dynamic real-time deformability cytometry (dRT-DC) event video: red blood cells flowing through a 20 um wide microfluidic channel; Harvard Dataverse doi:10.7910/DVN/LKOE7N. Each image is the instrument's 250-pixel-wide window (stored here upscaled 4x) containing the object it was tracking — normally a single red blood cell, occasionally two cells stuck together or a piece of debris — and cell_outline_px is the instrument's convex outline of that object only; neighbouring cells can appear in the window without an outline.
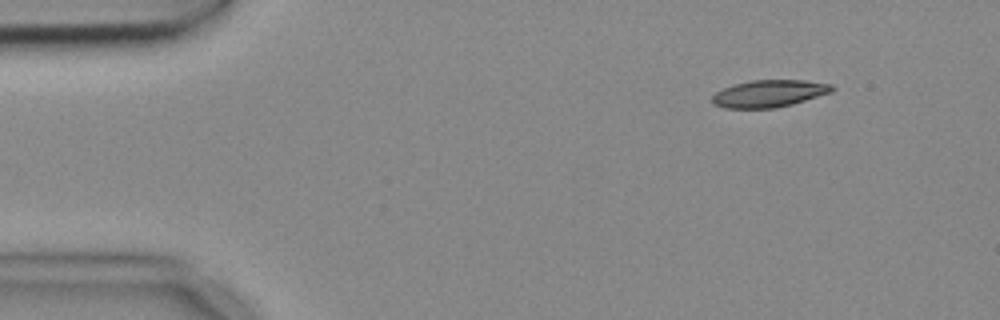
{"species": "common noctule bat (a hibernating species)", "species_latin": "Nyctalus noctula", "temperature_condition": "cold", "stored_images_in_passage": 9, "camera_frame_rate_fps": 3000, "um_per_image_px": 0.085, "animal": {"sex": "female", "body_mass_g": 18.4}, "frame": {"image": 1, "passage_image": 1, "time_ms": 0.0, "image_size_px": [1000, 320], "cell_outline_px": [[836, 88], [832, 92], [792, 104], [776, 108], [728, 108], [716, 104], [712, 100], [712, 96], [716, 92], [732, 84], [752, 80], [804, 80], [832, 84]], "centroid_in_image_um": [65.41, 7.94], "position_along_channel_um": 19.6, "area_um2": 18.9}}
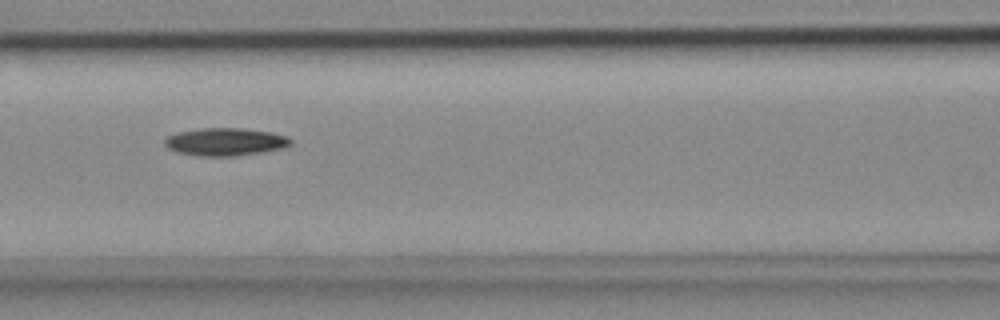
{"frame": {"image": 2, "passage_image": 6, "time_ms": 1.667, "image_size_px": [1000, 320], "cell_outline_px": [[292, 144], [284, 148], [236, 156], [200, 156], [176, 152], [168, 148], [164, 144], [164, 140], [168, 136], [180, 132], [200, 128], [244, 128], [272, 132], [288, 136], [292, 140]], "centroid_in_image_um": [19.18, 12.05], "position_along_channel_um": 147.4, "area_um2": 20.46}}
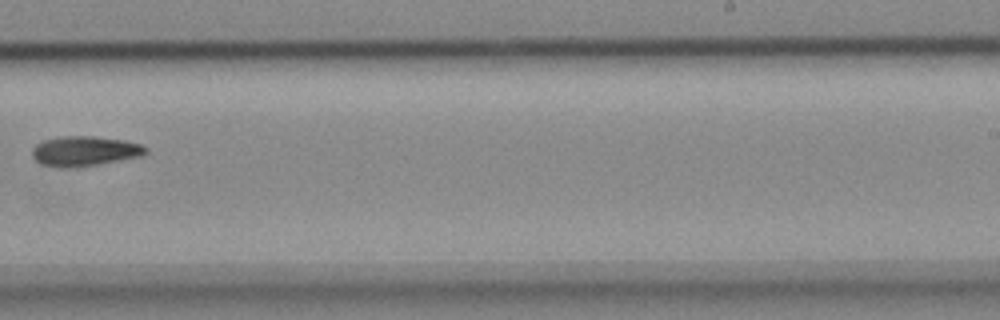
{"frame": {"image": 3, "passage_image": 9, "time_ms": 2.667, "image_size_px": [1000, 320], "cell_outline_px": [[148, 152], [144, 156], [96, 164], [64, 168], [40, 164], [32, 156], [32, 148], [36, 144], [44, 140], [60, 136], [92, 136], [124, 140], [140, 144], [148, 148]], "centroid_in_image_um": [7.2, 12.83], "position_along_channel_um": 281.8, "area_um2": 19.77}}